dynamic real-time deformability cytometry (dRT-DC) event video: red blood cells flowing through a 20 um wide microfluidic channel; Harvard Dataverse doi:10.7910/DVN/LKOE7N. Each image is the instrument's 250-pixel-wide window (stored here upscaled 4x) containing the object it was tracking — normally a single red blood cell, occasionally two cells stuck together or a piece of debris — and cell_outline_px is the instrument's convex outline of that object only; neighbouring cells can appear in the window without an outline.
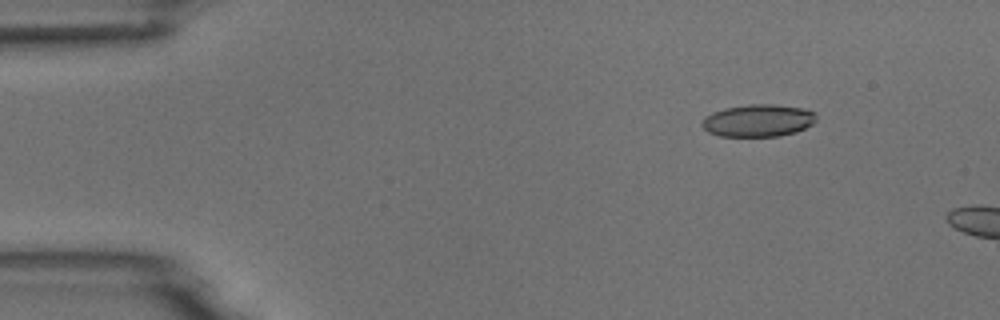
{"species": "common noctule bat (a hibernating species)", "species_latin": "Nyctalus noctula", "temperature_condition": "room temperature", "stored_images_in_passage": 3, "camera_frame_rate_fps": 3000, "um_per_image_px": 0.085, "animal": {"sex": "male", "body_mass_g": 18.8}, "frame": {"image": 1, "passage_image": 2, "time_ms": 1.0, "image_size_px": [1000, 320], "cell_outline_px": [[816, 120], [812, 124], [796, 132], [780, 136], [720, 136], [708, 132], [700, 124], [704, 116], [712, 112], [724, 108], [748, 104], [772, 104], [804, 108], [816, 112]], "centroid_in_image_um": [64.43, 10.24], "position_along_channel_um": 20.6, "area_um2": 21.73}}